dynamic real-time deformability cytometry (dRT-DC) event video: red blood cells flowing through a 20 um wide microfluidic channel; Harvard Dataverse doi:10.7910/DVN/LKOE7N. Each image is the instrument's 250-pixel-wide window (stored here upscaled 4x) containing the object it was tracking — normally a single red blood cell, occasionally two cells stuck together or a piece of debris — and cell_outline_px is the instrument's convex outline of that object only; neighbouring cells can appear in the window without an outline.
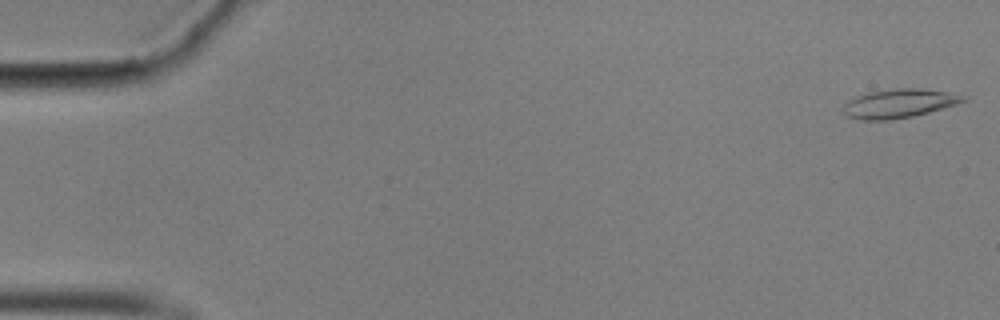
{"species": "common noctule bat (a hibernating species)", "species_latin": "Nyctalus noctula", "temperature_condition": "cold", "stored_images_in_passage": 57, "camera_frame_rate_fps": 3000, "um_per_image_px": 0.085, "animal": {"sex": "male", "body_mass_g": 17.9}, "frame": {"image": 1, "passage_image": 1, "time_ms": 0.0, "image_size_px": [1000, 320], "cell_outline_px": [[968, 100], [956, 104], [928, 112], [912, 116], [888, 120], [860, 120], [848, 116], [840, 108], [848, 100], [856, 96], [868, 92], [896, 88], [920, 88], [948, 92], [968, 96]], "centroid_in_image_um": [76.4, 8.78], "position_along_channel_um": 8.6, "area_um2": 20.23}}
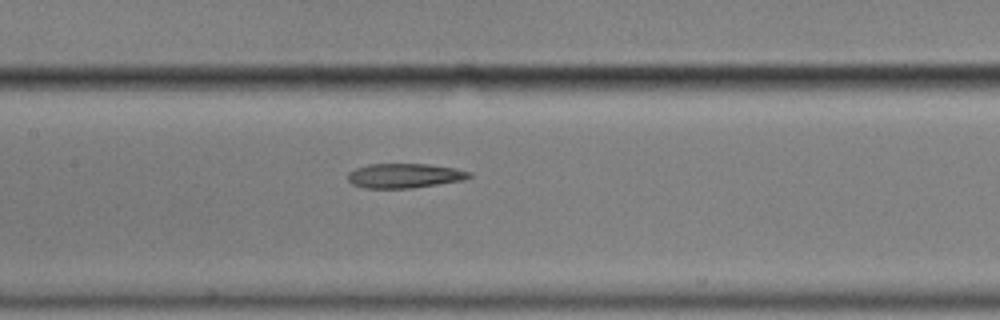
{"frame": {"image": 2, "passage_image": 27, "time_ms": 8.667, "image_size_px": [1000, 320], "cell_outline_px": [[472, 176], [464, 180], [412, 188], [364, 188], [352, 184], [348, 180], [348, 172], [356, 168], [368, 164], [428, 164], [456, 168], [472, 172]], "centroid_in_image_um": [34.4, 14.93], "position_along_channel_um": 173.0, "area_um2": 17.46}}
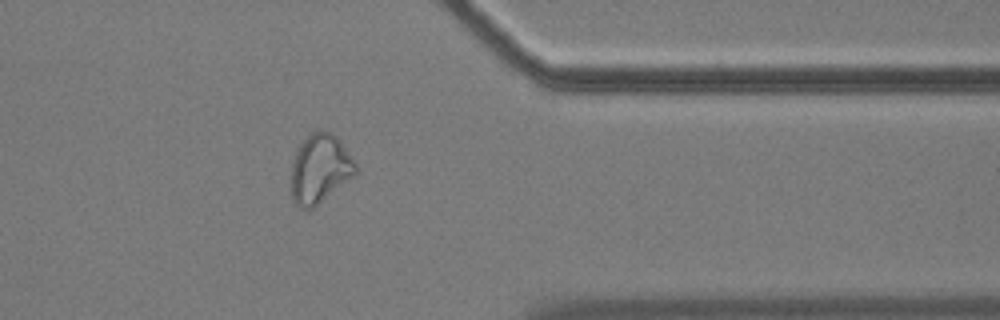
{"frame": {"image": 3, "passage_image": 46, "time_ms": 15.0, "image_size_px": [1000, 320], "cell_outline_px": [[356, 176], [312, 208], [300, 208], [292, 200], [292, 164], [296, 152], [300, 144], [316, 128], [320, 128], [332, 132], [340, 140], [356, 164]], "centroid_in_image_um": [27.21, 14.32], "position_along_channel_um": 384.2, "area_um2": 25.89}, "authors_computed_cell_mechanics": {"area_um2": 19.1318, "velocity_mm_per_s": 3.5091, "shape_relaxation_time_tau1_ms": null, "shape_relaxation_time_tau2_ms": 4.4718, "deformation_change_tau1": null, "deformation_change_tau2": 0.1522}}